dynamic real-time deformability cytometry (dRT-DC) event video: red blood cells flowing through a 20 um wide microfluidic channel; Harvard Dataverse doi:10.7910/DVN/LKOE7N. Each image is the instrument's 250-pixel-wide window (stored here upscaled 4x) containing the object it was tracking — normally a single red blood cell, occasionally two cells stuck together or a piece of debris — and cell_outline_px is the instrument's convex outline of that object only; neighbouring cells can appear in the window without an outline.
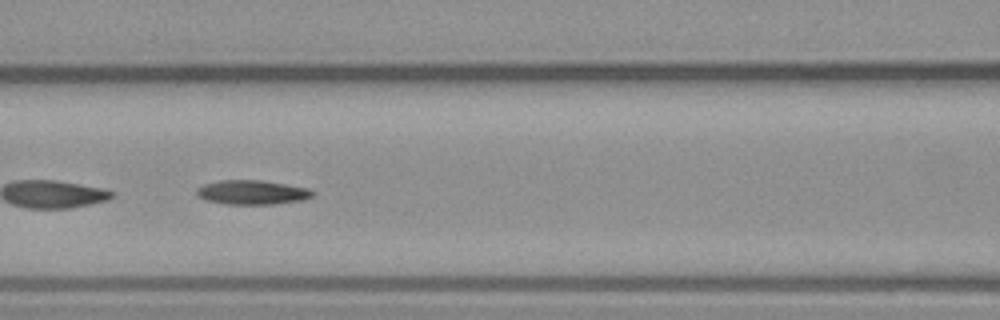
{"species": "common noctule bat (a hibernating species)", "species_latin": "Nyctalus noctula", "temperature_condition": "warm", "stored_images_in_passage": 48, "segment_of_instrument_passage": [2, 2], "camera_frame_rate_fps": 3000, "um_per_image_px": 0.085, "animal": {"sex": "male", "body_mass_g": 23.1, "forearm_length_mm": 52.7}, "frame": {"image": 1, "passage_image": 18, "time_ms": 5.667, "image_size_px": [1000, 320], "cell_outline_px": [[316, 192], [312, 196], [304, 200], [276, 204], [224, 204], [208, 200], [200, 196], [196, 192], [196, 188], [204, 184], [220, 180], [260, 180], [308, 188]], "centroid_in_image_um": [21.46, 16.35], "position_along_channel_um": 145.1, "area_um2": 16.36}}
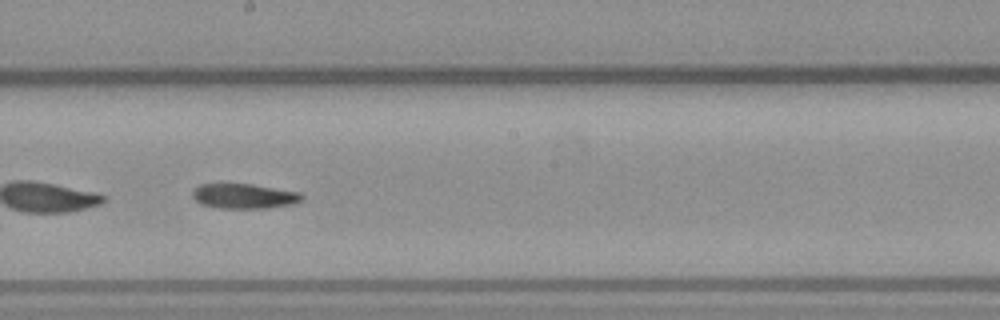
{"frame": {"image": 2, "passage_image": 24, "time_ms": 7.667, "image_size_px": [1000, 320], "cell_outline_px": [[304, 200], [292, 204], [268, 208], [220, 208], [200, 204], [192, 196], [192, 192], [200, 184], [252, 184], [300, 192], [304, 196]], "centroid_in_image_um": [20.78, 16.67], "position_along_channel_um": 227.4, "area_um2": 15.9}}
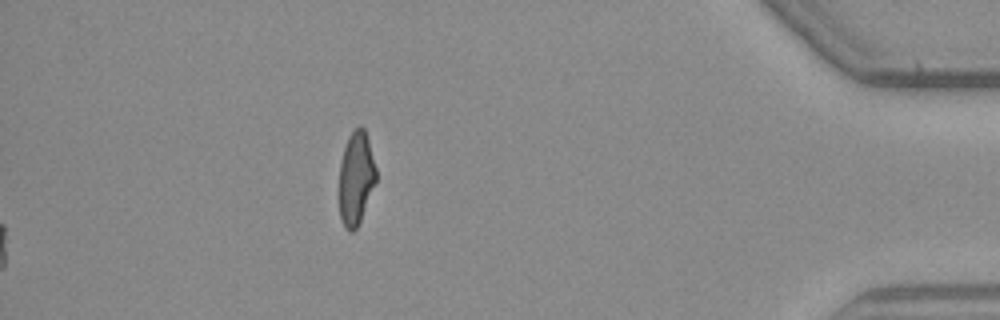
{"frame": {"image": 3, "passage_image": 48, "time_ms": 15.667, "image_size_px": [1000, 320], "cell_outline_px": [[376, 180], [360, 220], [356, 228], [352, 232], [348, 232], [344, 228], [340, 216], [340, 160], [348, 136], [360, 124], [364, 128], [368, 140], [376, 168]], "centroid_in_image_um": [30.25, 15.14], "position_along_channel_um": 405.0, "area_um2": 19.77}}